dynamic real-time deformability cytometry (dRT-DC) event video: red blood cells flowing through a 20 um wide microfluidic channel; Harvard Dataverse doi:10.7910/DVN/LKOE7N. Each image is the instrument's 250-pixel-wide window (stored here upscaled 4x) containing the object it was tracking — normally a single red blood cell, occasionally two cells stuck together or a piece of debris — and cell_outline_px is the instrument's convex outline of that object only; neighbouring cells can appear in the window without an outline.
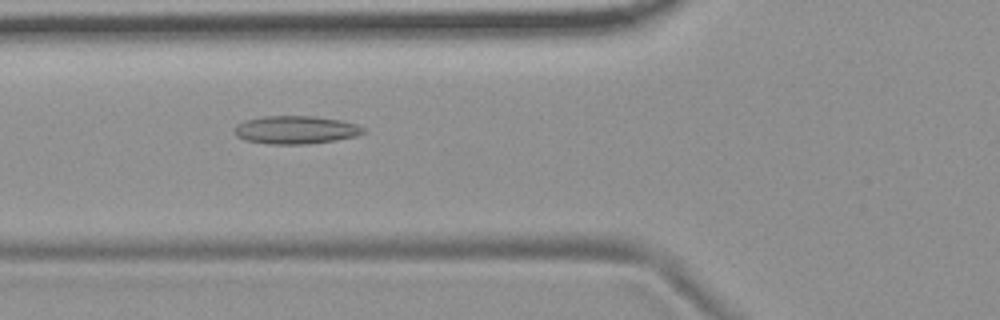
{"species": "common noctule bat (a hibernating species)", "species_latin": "Nyctalus noctula", "temperature_condition": "room temperature", "stored_images_in_passage": 45, "camera_frame_rate_fps": 3000, "um_per_image_px": 0.085, "animal": {"sex": "female", "body_mass_g": 19.9}, "frame": {"image": 1, "passage_image": 11, "time_ms": 3.333, "image_size_px": [1000, 320], "cell_outline_px": [[368, 132], [356, 136], [336, 140], [308, 144], [268, 144], [244, 140], [236, 136], [236, 124], [244, 120], [264, 116], [312, 116], [340, 120], [356, 124], [364, 128]], "centroid_in_image_um": [25.15, 11.04], "position_along_channel_um": 100.7, "area_um2": 21.15}}
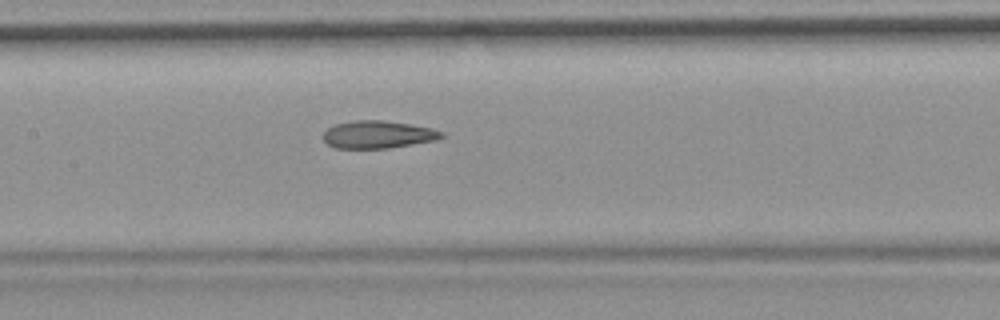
{"frame": {"image": 2, "passage_image": 17, "time_ms": 5.333, "image_size_px": [1000, 320], "cell_outline_px": [[444, 136], [436, 140], [388, 148], [336, 148], [328, 144], [324, 140], [324, 132], [328, 128], [336, 124], [356, 120], [380, 120], [408, 124], [432, 128], [444, 132]], "centroid_in_image_um": [32.14, 11.44], "position_along_channel_um": 175.3, "area_um2": 18.79}}
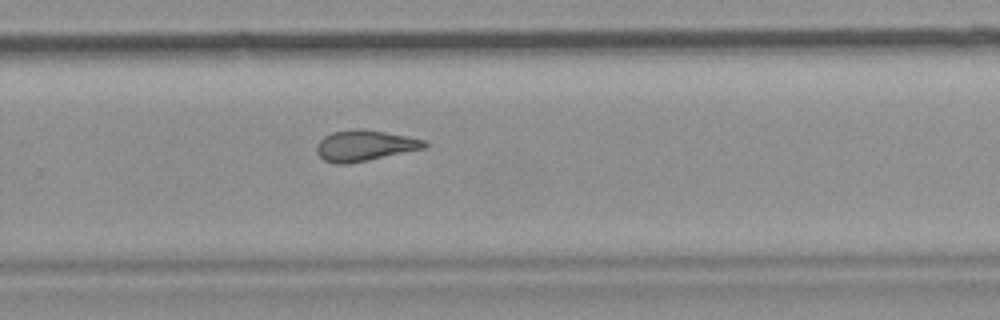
{"frame": {"image": 3, "passage_image": 27, "time_ms": 8.667, "image_size_px": [1000, 320], "cell_outline_px": [[428, 144], [424, 148], [368, 160], [344, 164], [332, 164], [324, 160], [316, 152], [316, 144], [324, 136], [332, 132], [360, 128], [408, 136], [424, 140]], "centroid_in_image_um": [30.95, 12.37], "position_along_channel_um": 298.8, "area_um2": 19.25}}